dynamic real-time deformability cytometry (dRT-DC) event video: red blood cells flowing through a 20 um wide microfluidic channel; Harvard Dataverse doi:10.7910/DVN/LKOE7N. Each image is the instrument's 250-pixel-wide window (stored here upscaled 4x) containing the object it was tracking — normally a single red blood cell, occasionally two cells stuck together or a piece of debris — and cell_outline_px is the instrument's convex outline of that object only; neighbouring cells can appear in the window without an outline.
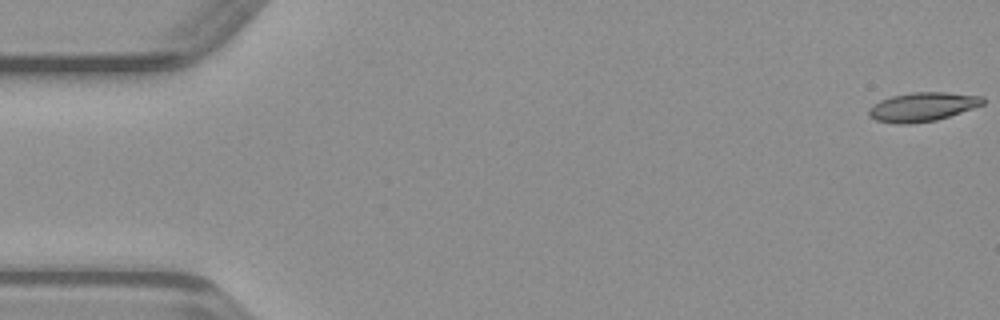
{"species": "common noctule bat (a hibernating species)", "species_latin": "Nyctalus noctula", "temperature_condition": "warm", "stored_images_in_passage": 49, "camera_frame_rate_fps": 3000, "um_per_image_px": 0.085, "animal": {"sex": "male", "body_mass_g": 23.1, "forearm_length_mm": 52.7}, "frame": {"image": 1, "passage_image": 1, "time_ms": 0.0, "image_size_px": [1000, 320], "cell_outline_px": [[984, 104], [936, 120], [908, 124], [896, 124], [876, 120], [868, 116], [868, 108], [872, 104], [880, 100], [892, 96], [912, 92], [944, 92], [984, 96]], "centroid_in_image_um": [78.37, 9.08], "position_along_channel_um": 6.6, "area_um2": 19.25}}
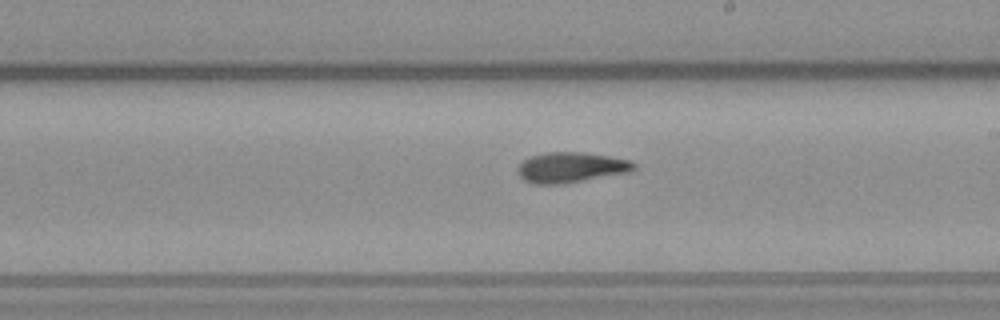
{"frame": {"image": 2, "passage_image": 28, "time_ms": 9.0, "image_size_px": [1000, 320], "cell_outline_px": [[636, 168], [628, 172], [560, 184], [532, 184], [524, 180], [520, 176], [520, 164], [524, 160], [532, 156], [548, 152], [584, 152], [632, 160], [636, 164]], "centroid_in_image_um": [48.56, 14.22], "position_along_channel_um": 240.4, "area_um2": 20.23}}
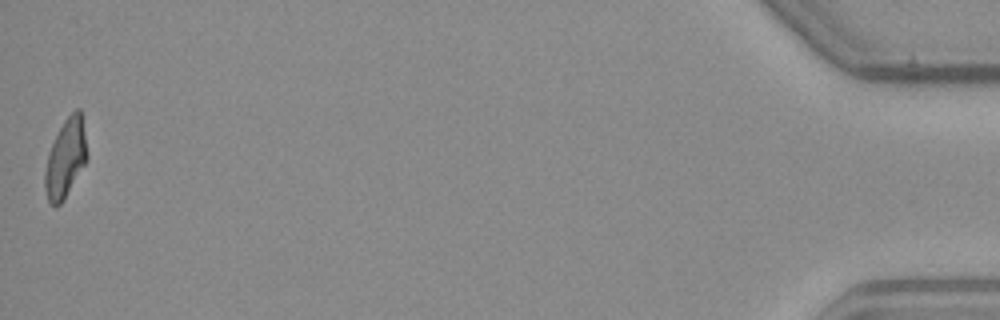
{"frame": {"image": 3, "passage_image": 49, "time_ms": 16.0, "image_size_px": [1000, 320], "cell_outline_px": [[88, 160], [64, 200], [56, 208], [48, 200], [44, 188], [44, 172], [48, 152], [64, 120], [76, 108], [80, 108], [88, 156]], "centroid_in_image_um": [5.57, 13.5], "position_along_channel_um": 429.6, "area_um2": 19.36}}